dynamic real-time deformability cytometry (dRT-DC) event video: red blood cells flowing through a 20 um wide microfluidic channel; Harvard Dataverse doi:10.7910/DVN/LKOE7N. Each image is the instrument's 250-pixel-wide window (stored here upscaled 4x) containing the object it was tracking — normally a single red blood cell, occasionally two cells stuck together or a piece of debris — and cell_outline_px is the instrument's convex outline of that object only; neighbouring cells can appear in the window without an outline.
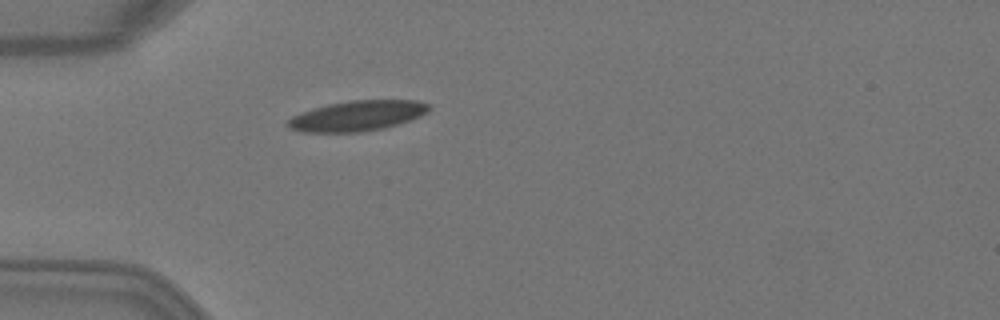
{"species": "Egyptian fruit bat (a non-hibernating species)", "species_latin": "Rousettus aegyptiacus", "temperature_condition": "warm", "stored_images_in_passage": 2, "camera_frame_rate_fps": 3000, "um_per_image_px": 0.085, "animal": {"sex": "female"}, "frame": {"image": 1, "passage_image": 2, "time_ms": 0.333, "image_size_px": [1000, 320], "cell_outline_px": [[432, 108], [428, 112], [420, 116], [384, 128], [360, 132], [304, 132], [288, 128], [288, 120], [292, 116], [328, 104], [352, 100], [416, 100], [428, 104]], "centroid_in_image_um": [30.4, 9.84], "position_along_channel_um": 54.6, "area_um2": 24.62}}